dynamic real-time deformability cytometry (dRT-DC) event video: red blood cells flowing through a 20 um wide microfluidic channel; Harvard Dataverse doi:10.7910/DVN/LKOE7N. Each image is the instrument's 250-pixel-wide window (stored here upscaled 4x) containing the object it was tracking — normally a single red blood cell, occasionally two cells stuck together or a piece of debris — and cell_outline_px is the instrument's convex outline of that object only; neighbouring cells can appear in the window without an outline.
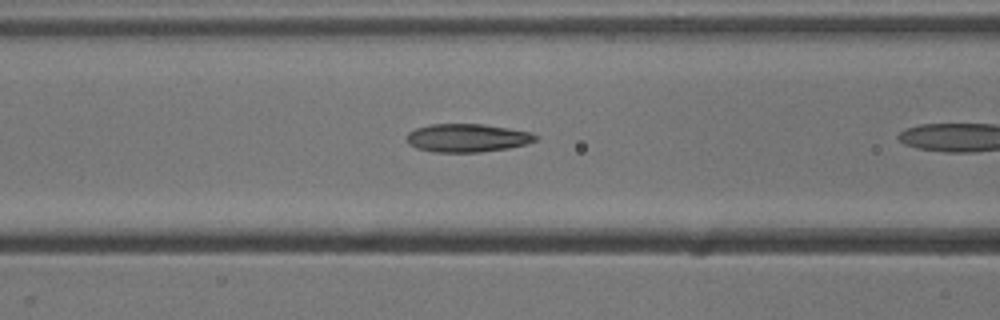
{"species": "common noctule bat (a hibernating species)", "species_latin": "Nyctalus noctula", "temperature_condition": "cold", "stored_images_in_passage": 10, "camera_frame_rate_fps": 3000, "um_per_image_px": 0.085, "animal": {"sex": "male", "body_mass_g": 13.3}, "frame": {"image": 1, "passage_image": 9, "time_ms": 2.667, "image_size_px": [1000, 320], "cell_outline_px": [[540, 136], [536, 140], [528, 144], [508, 148], [480, 152], [432, 152], [416, 148], [408, 144], [404, 140], [404, 136], [408, 132], [416, 128], [428, 124], [484, 124], [532, 132]], "centroid_in_image_um": [39.69, 11.72], "position_along_channel_um": 126.9, "area_um2": 21.62}}